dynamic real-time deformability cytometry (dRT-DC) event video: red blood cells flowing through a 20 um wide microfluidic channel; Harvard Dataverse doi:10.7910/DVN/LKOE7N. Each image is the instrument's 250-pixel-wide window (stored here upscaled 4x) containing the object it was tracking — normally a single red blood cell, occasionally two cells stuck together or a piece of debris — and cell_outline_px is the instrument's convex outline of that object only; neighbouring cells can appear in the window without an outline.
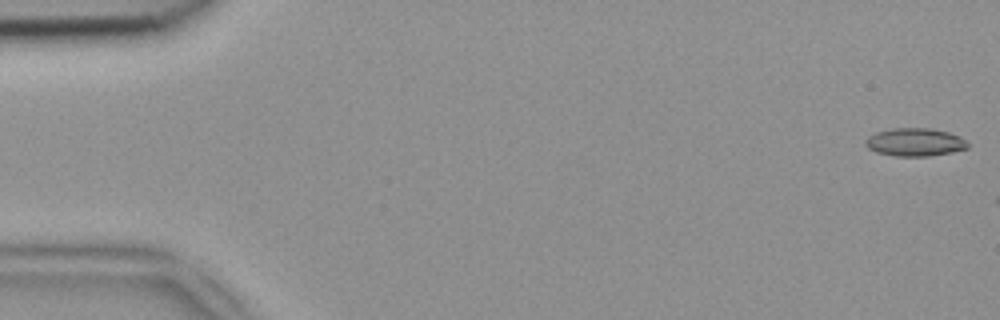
{"species": "common noctule bat (a hibernating species)", "species_latin": "Nyctalus noctula", "temperature_condition": "room temperature", "stored_images_in_passage": 9, "camera_frame_rate_fps": 3000, "um_per_image_px": 0.085, "animal": {"sex": "female", "body_mass_g": 18.4}, "frame": {"image": 1, "passage_image": 1, "time_ms": 0.0, "image_size_px": [1000, 320], "cell_outline_px": [[968, 148], [952, 152], [928, 156], [896, 156], [876, 152], [868, 148], [864, 144], [864, 140], [868, 136], [876, 132], [892, 128], [932, 128], [948, 132], [960, 136], [968, 144]], "centroid_in_image_um": [77.74, 12.08], "position_along_channel_um": 7.3, "area_um2": 16.76}}